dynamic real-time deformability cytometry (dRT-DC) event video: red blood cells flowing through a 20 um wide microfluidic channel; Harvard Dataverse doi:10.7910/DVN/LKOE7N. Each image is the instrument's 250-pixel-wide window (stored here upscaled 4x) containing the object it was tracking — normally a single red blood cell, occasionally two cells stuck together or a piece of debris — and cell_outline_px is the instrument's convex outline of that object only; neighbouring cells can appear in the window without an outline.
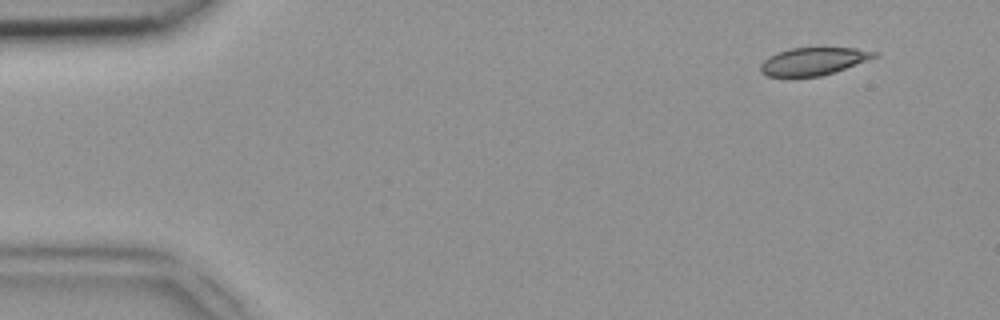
{"species": "common noctule bat (a hibernating species)", "species_latin": "Nyctalus noctula", "temperature_condition": "room temperature", "stored_images_in_passage": 48, "camera_frame_rate_fps": 3000, "um_per_image_px": 0.085, "animal": {"sex": "female", "body_mass_g": 18.4}, "frame": {"image": 1, "passage_image": 4, "time_ms": 1.0, "image_size_px": [1000, 320], "cell_outline_px": [[880, 56], [820, 76], [768, 76], [760, 72], [760, 64], [768, 56], [792, 48], [856, 48], [880, 52]], "centroid_in_image_um": [69.16, 5.2], "position_along_channel_um": 15.8, "area_um2": 18.09}}
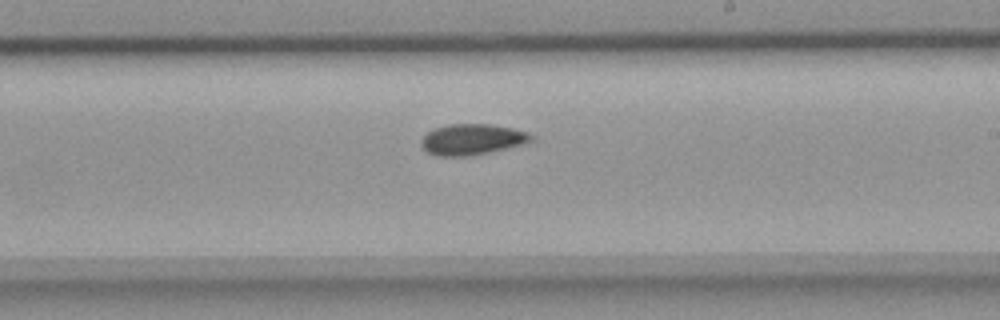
{"frame": {"image": 2, "passage_image": 28, "time_ms": 9.0, "image_size_px": [1000, 320], "cell_outline_px": [[536, 136], [532, 140], [520, 144], [472, 156], [436, 156], [428, 152], [420, 144], [420, 140], [428, 132], [436, 128], [448, 124], [488, 124], [512, 128], [528, 132]], "centroid_in_image_um": [40.11, 11.85], "position_along_channel_um": 248.9, "area_um2": 19.59}}
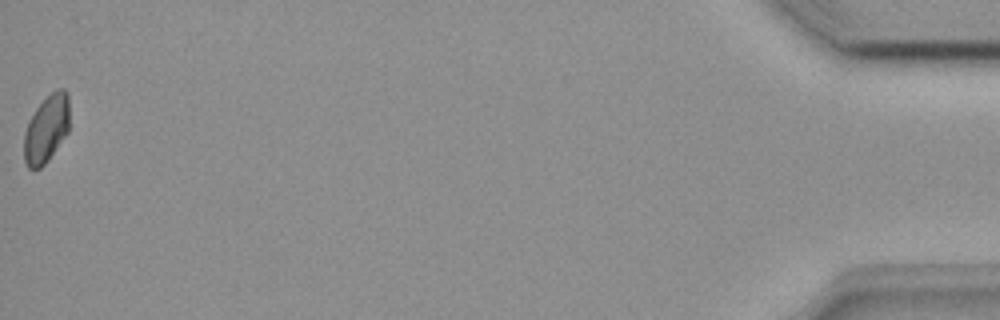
{"frame": {"image": 3, "passage_image": 48, "time_ms": 15.667, "image_size_px": [1000, 320], "cell_outline_px": [[68, 132], [48, 160], [40, 168], [28, 168], [24, 160], [24, 132], [36, 108], [56, 88], [64, 88], [68, 92]], "centroid_in_image_um": [3.95, 10.95], "position_along_channel_um": 431.3, "area_um2": 17.63}}